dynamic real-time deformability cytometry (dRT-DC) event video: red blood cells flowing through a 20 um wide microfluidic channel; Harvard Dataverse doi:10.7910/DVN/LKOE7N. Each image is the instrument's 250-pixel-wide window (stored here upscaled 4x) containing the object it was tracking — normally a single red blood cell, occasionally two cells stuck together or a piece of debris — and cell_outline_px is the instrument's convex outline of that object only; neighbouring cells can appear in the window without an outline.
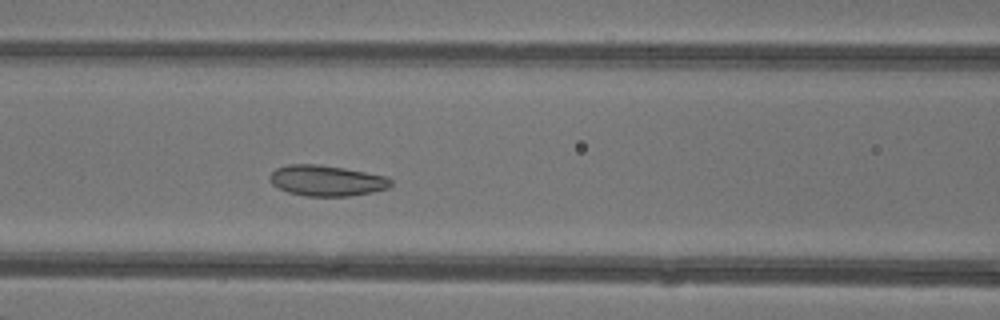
{"species": "common noctule bat (a hibernating species)", "species_latin": "Nyctalus noctula", "temperature_condition": "warm", "stored_images_in_passage": 42, "camera_frame_rate_fps": 3000, "um_per_image_px": 0.085, "animal": {"sex": "female"}, "frame": {"image": 1, "passage_image": 15, "time_ms": 4.667, "image_size_px": [1000, 320], "cell_outline_px": [[392, 184], [388, 188], [372, 192], [352, 196], [304, 196], [288, 192], [272, 184], [268, 176], [276, 168], [288, 164], [316, 164], [344, 168], [384, 176], [392, 180]], "centroid_in_image_um": [27.74, 15.35], "position_along_channel_um": 138.9, "area_um2": 21.62}}
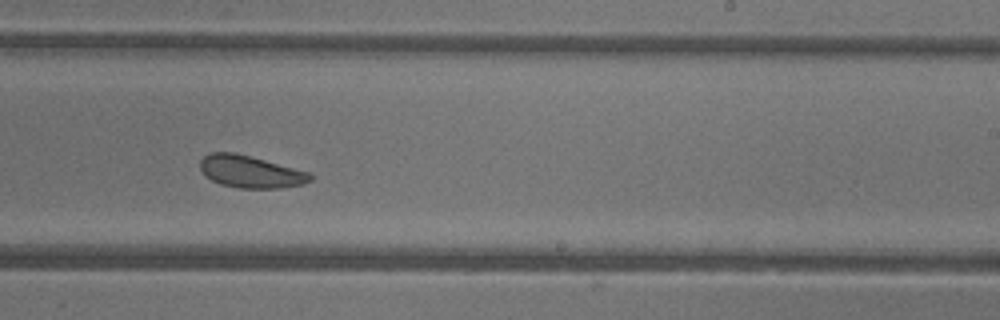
{"frame": {"image": 2, "passage_image": 24, "time_ms": 7.667, "image_size_px": [1000, 320], "cell_outline_px": [[312, 180], [304, 184], [280, 188], [240, 188], [220, 184], [204, 176], [200, 168], [200, 160], [204, 156], [212, 152], [236, 152], [308, 172], [312, 176]], "centroid_in_image_um": [21.26, 14.59], "position_along_channel_um": 267.7, "area_um2": 20.63}}
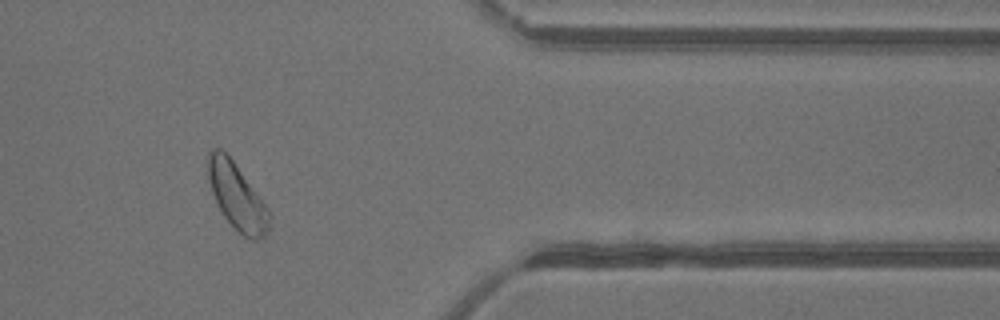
{"frame": {"image": 3, "passage_image": 34, "time_ms": 11.0, "image_size_px": [1000, 320], "cell_outline_px": [[272, 216], [268, 228], [264, 236], [256, 240], [252, 240], [244, 236], [224, 216], [212, 192], [208, 180], [208, 152], [212, 148], [220, 148], [232, 160], [268, 208]], "centroid_in_image_um": [20.15, 16.7], "position_along_channel_um": 391.3, "area_um2": 23.06}, "authors_computed_cell_mechanics": {"area_um2": 22.9177, "velocity_mm_per_s": 4.3094, "shape_relaxation_time_tau1_ms": 4.659, "shape_relaxation_time_tau2_ms": 4.3901, "deformation_change_tau1": 0.1165, "deformation_change_tau2": 0.1149}}